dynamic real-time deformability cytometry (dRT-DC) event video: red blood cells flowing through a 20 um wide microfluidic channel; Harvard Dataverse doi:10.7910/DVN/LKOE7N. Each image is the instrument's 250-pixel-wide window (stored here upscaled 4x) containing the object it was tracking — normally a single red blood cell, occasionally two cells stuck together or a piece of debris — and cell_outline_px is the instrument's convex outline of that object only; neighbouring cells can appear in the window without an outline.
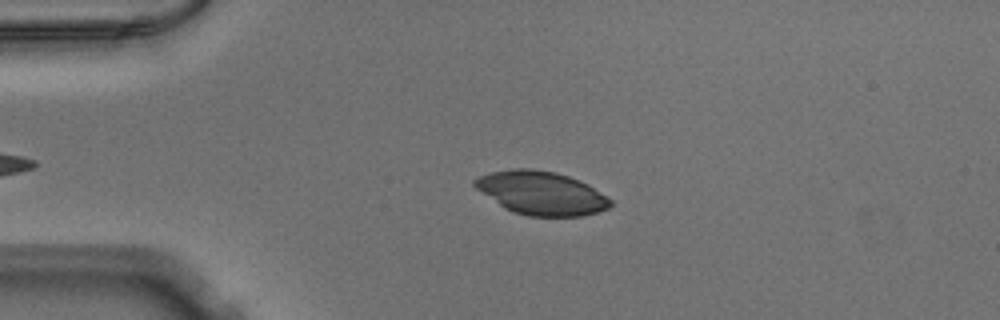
{"species": "Egyptian fruit bat (a non-hibernating species)", "species_latin": "Rousettus aegyptiacus", "temperature_condition": "warm", "stored_images_in_passage": 46, "camera_frame_rate_fps": 3000, "um_per_image_px": 0.085, "animal": {"sex": "male"}, "frame": {"image": 1, "passage_image": 11, "time_ms": 3.333, "image_size_px": [1000, 320], "cell_outline_px": [[612, 204], [608, 208], [600, 212], [580, 216], [528, 216], [512, 212], [504, 208], [476, 188], [472, 184], [472, 180], [480, 176], [492, 172], [512, 168], [532, 168], [556, 172], [580, 180], [588, 184], [612, 200]], "centroid_in_image_um": [46.01, 16.41], "position_along_channel_um": 39.0, "area_um2": 34.45}}
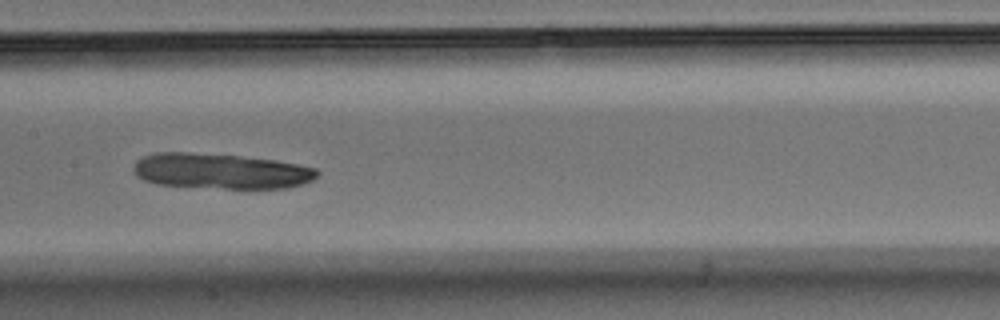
{"frame": {"image": 2, "passage_image": 25, "time_ms": 8.0, "image_size_px": [1000, 320], "cell_outline_px": [[320, 172], [312, 180], [288, 188], [224, 188], [156, 184], [144, 180], [136, 176], [132, 172], [132, 168], [136, 160], [144, 156], [156, 152], [188, 152], [240, 156], [276, 160], [316, 168]], "centroid_in_image_um": [18.72, 14.54], "position_along_channel_um": 188.7, "area_um2": 37.86}}
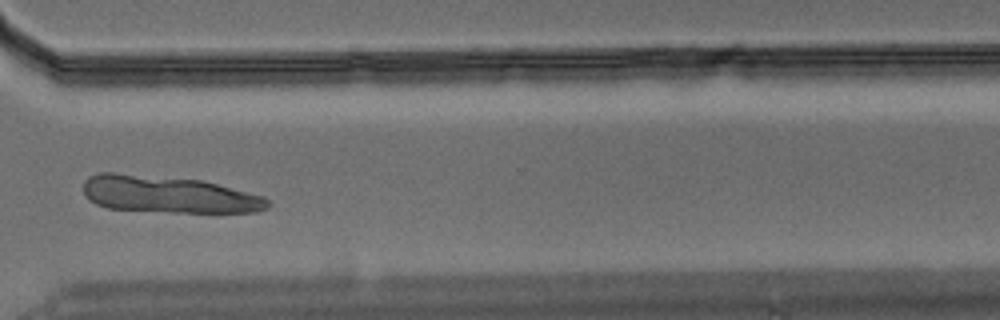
{"frame": {"image": 3, "passage_image": 38, "time_ms": 12.333, "image_size_px": [1000, 320], "cell_outline_px": [[272, 204], [268, 208], [256, 212], [172, 212], [108, 208], [96, 204], [88, 200], [84, 196], [84, 180], [88, 176], [100, 172], [112, 172], [200, 180], [264, 196]], "centroid_in_image_um": [14.28, 16.53], "position_along_channel_um": 356.3, "area_um2": 39.65}}